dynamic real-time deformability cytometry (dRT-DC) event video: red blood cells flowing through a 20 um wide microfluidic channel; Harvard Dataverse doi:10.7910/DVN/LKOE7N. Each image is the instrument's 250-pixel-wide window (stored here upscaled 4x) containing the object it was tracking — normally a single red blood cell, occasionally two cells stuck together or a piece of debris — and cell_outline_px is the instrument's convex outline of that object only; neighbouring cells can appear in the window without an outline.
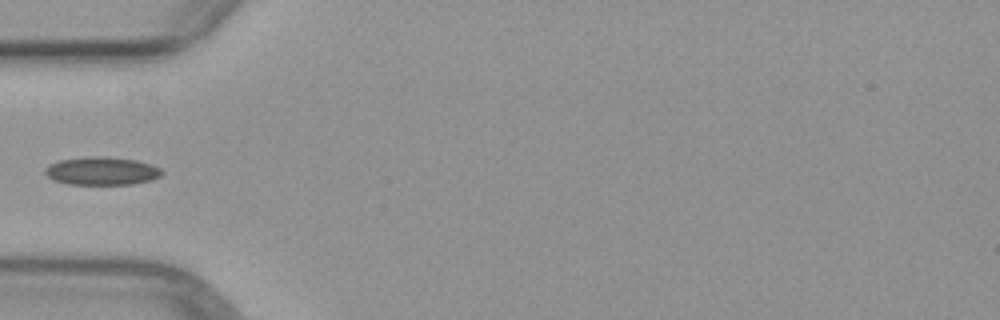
{"species": "common noctule bat (a hibernating species)", "species_latin": "Nyctalus noctula", "temperature_condition": "warm", "stored_images_in_passage": 4, "camera_frame_rate_fps": 3000, "um_per_image_px": 0.085, "animal": {"sex": "female", "body_mass_g": 29.2, "forearm_length_mm": 56.3}, "frame": {"image": 1, "passage_image": 4, "time_ms": 5.0, "image_size_px": [1000, 320], "cell_outline_px": [[164, 172], [160, 176], [152, 180], [132, 184], [68, 184], [52, 180], [44, 172], [44, 168], [48, 164], [60, 160], [88, 156], [108, 156], [136, 160], [152, 164], [160, 168]], "centroid_in_image_um": [8.65, 14.52], "position_along_channel_um": 76.4, "area_um2": 19.36}}